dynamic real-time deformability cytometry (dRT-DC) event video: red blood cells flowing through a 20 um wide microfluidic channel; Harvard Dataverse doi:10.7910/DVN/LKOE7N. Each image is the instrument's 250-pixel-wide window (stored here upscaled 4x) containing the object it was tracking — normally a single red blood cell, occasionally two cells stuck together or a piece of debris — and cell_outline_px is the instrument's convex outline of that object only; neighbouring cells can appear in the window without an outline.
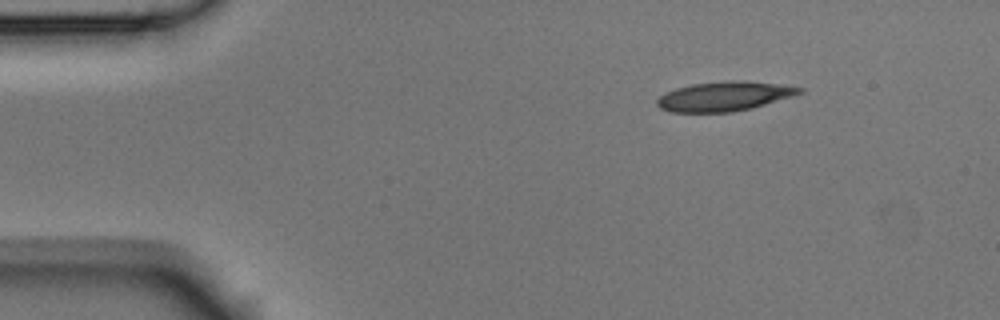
{"species": "Egyptian fruit bat (a non-hibernating species)", "species_latin": "Rousettus aegyptiacus", "temperature_condition": "room temperature", "stored_images_in_passage": 5, "camera_frame_rate_fps": 3000, "um_per_image_px": 0.085, "animal": {"sex": "male"}, "frame": {"image": 1, "passage_image": 1, "time_ms": 0.0, "image_size_px": [1000, 320], "cell_outline_px": [[804, 92], [792, 96], [752, 108], [732, 112], [668, 112], [660, 108], [656, 104], [656, 100], [664, 92], [676, 88], [692, 84], [728, 80], [744, 80], [780, 84], [804, 88]], "centroid_in_image_um": [61.55, 8.18], "position_along_channel_um": 23.5, "area_um2": 24.62}}
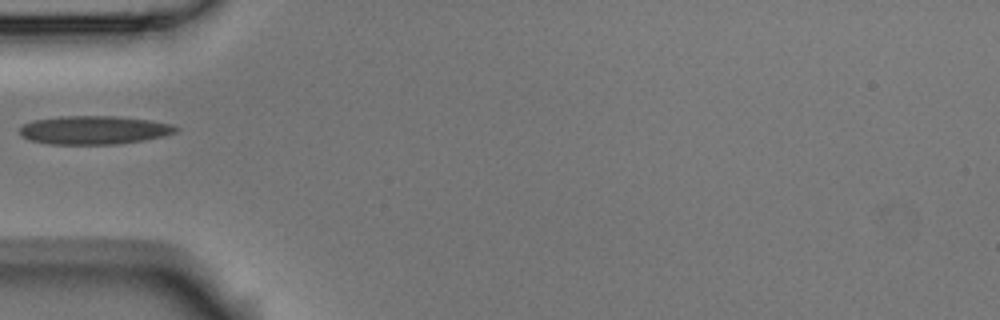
{"frame": {"image": 2, "passage_image": 4, "time_ms": 1.0, "image_size_px": [1000, 320], "cell_outline_px": [[180, 128], [176, 132], [164, 136], [144, 140], [116, 144], [52, 144], [28, 140], [20, 136], [20, 128], [24, 124], [32, 120], [60, 116], [116, 116], [152, 120], [172, 124]], "centroid_in_image_um": [8.0, 11.05], "position_along_channel_um": 77.0, "area_um2": 26.13}}
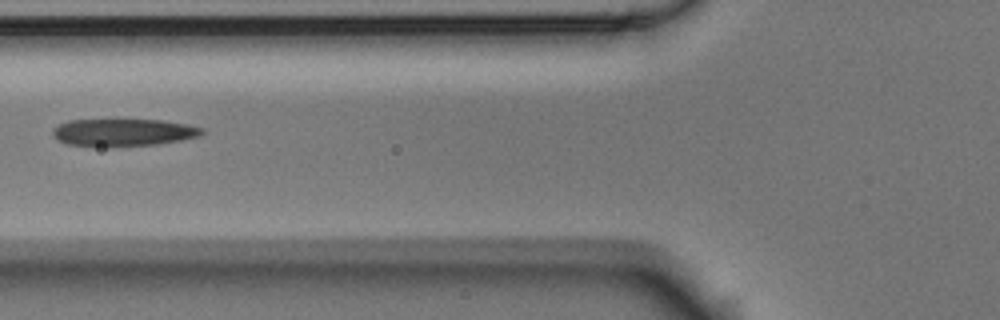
{"frame": {"image": 3, "passage_image": 5, "time_ms": 1.333, "image_size_px": [1000, 320], "cell_outline_px": [[204, 132], [200, 136], [180, 140], [156, 144], [112, 148], [108, 148], [64, 144], [56, 140], [52, 136], [52, 128], [68, 120], [164, 120], [188, 124], [204, 128]], "centroid_in_image_um": [10.43, 11.28], "position_along_channel_um": 115.4, "area_um2": 24.45}}